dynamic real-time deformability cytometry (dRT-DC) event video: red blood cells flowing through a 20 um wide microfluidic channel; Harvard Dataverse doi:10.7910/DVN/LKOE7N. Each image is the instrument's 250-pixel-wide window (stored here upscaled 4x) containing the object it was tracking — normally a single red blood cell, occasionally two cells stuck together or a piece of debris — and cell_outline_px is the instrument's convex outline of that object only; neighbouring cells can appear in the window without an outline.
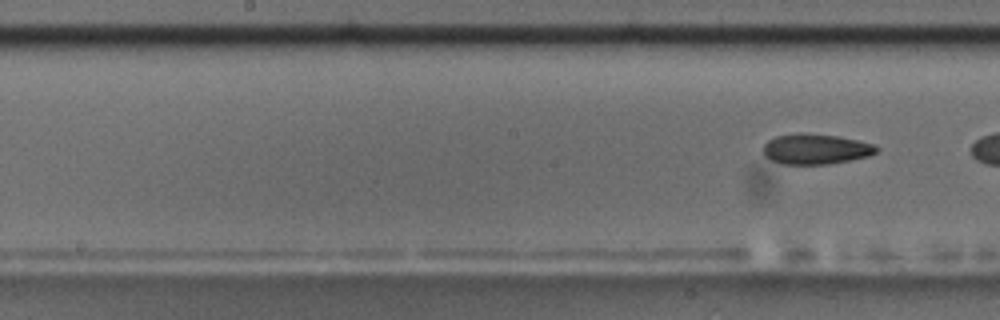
{"species": "common noctule bat (a hibernating species)", "species_latin": "Nyctalus noctula", "temperature_condition": "room temperature", "stored_images_in_passage": 10, "segment_of_instrument_passage": [2, 2], "camera_frame_rate_fps": 3000, "um_per_image_px": 0.085, "animal": {"sex": "male", "body_mass_g": 17.5, "forearm_length_mm": 52.3}, "frame": {"image": 1, "passage_image": 10, "time_ms": 11.333, "image_size_px": [1000, 320], "cell_outline_px": [[876, 152], [868, 156], [828, 164], [784, 164], [772, 160], [764, 156], [764, 144], [768, 140], [776, 136], [800, 132], [804, 132], [836, 136], [856, 140], [872, 144], [876, 148]], "centroid_in_image_um": [69.27, 12.66], "position_along_channel_um": 178.9, "area_um2": 19.77}}